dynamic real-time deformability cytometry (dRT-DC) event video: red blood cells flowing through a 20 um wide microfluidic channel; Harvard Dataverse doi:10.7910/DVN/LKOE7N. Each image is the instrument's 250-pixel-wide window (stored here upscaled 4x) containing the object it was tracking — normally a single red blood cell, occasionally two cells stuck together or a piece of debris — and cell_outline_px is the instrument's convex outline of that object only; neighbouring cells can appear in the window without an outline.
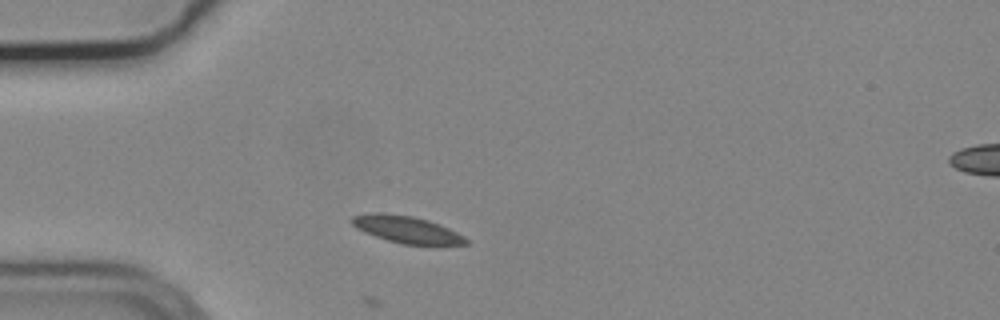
{"species": "common noctule bat (a hibernating species)", "species_latin": "Nyctalus noctula", "temperature_condition": "cold", "stored_images_in_passage": 11, "camera_frame_rate_fps": 3000, "um_per_image_px": 0.085, "animal": {"sex": "male", "body_mass_g": 19.2, "forearm_length_mm": 51.8}, "frame": {"image": 1, "passage_image": 1, "time_ms": 0.0, "image_size_px": [1000, 320], "cell_outline_px": [[468, 244], [436, 248], [404, 244], [388, 240], [376, 236], [356, 228], [348, 220], [352, 216], [376, 212], [412, 216], [428, 220], [448, 228], [464, 236], [468, 240]], "centroid_in_image_um": [34.66, 19.56], "position_along_channel_um": 50.3, "area_um2": 18.5}}